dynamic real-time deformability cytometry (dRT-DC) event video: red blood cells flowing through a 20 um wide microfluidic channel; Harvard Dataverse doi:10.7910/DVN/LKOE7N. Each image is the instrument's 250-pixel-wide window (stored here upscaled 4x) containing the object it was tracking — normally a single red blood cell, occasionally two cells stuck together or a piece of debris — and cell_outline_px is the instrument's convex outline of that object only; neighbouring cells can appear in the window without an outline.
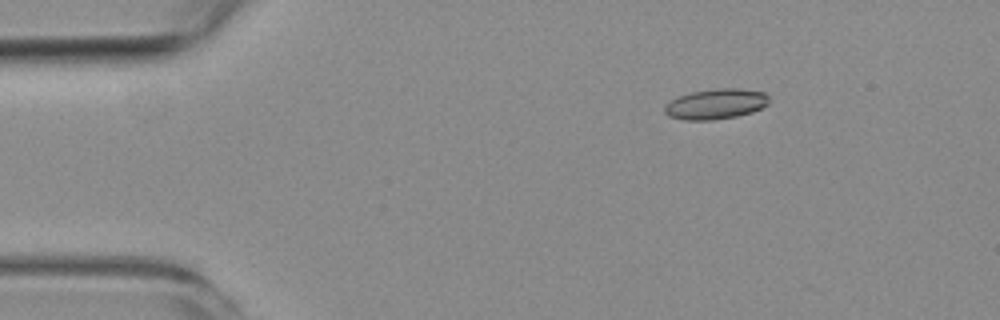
{"species": "common noctule bat (a hibernating species)", "species_latin": "Nyctalus noctula", "temperature_condition": "room temperature", "stored_images_in_passage": 3, "camera_frame_rate_fps": 3000, "um_per_image_px": 0.085, "animal": {"sex": "female", "body_mass_g": 19.3, "forearm_length_mm": 54.1}, "frame": {"image": 1, "passage_image": 1, "time_ms": 0.0, "image_size_px": [1000, 320], "cell_outline_px": [[768, 104], [752, 112], [736, 116], [712, 120], [684, 120], [668, 116], [664, 112], [664, 108], [672, 100], [680, 96], [692, 92], [716, 88], [740, 88], [764, 92], [768, 96]], "centroid_in_image_um": [60.86, 8.84], "position_along_channel_um": 24.1, "area_um2": 18.32}}